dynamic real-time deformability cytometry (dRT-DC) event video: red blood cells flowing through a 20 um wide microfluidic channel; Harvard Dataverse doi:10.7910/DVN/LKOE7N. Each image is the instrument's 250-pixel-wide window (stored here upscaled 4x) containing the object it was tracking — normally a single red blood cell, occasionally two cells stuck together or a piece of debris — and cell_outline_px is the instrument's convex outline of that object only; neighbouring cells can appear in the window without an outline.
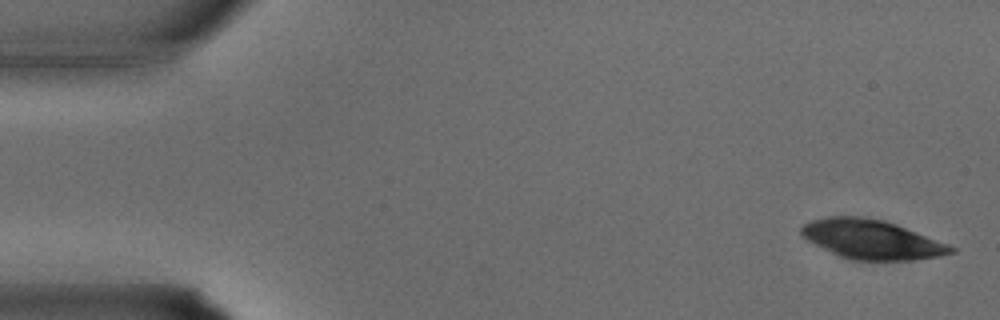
{"species": "common noctule bat (a hibernating species)", "species_latin": "Nyctalus noctula", "temperature_condition": "warm", "stored_images_in_passage": 18, "camera_frame_rate_fps": 3000, "um_per_image_px": 0.085, "animal": {"sex": "male", "body_mass_g": 15.6}, "frame": {"image": 1, "passage_image": 1, "time_ms": 0.0, "image_size_px": [1000, 320], "cell_outline_px": [[956, 252], [940, 256], [916, 260], [848, 260], [808, 240], [800, 232], [800, 228], [804, 224], [812, 220], [828, 216], [860, 216], [884, 220], [896, 224], [948, 244], [956, 248]], "centroid_in_image_um": [74.12, 20.35], "position_along_channel_um": 10.9, "area_um2": 34.04}}